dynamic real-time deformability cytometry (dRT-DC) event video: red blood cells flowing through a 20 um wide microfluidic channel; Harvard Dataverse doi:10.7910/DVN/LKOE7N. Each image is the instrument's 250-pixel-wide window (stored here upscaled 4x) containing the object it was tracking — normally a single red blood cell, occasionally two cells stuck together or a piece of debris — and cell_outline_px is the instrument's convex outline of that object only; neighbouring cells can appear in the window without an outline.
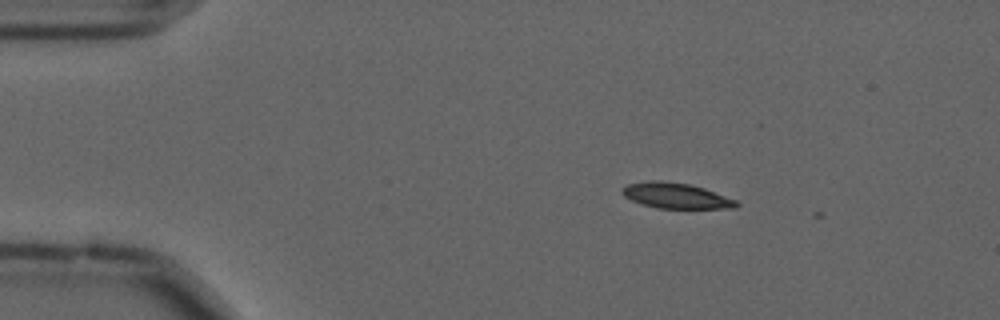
{"species": "common noctule bat (a hibernating species)", "species_latin": "Nyctalus noctula", "temperature_condition": "cold", "stored_images_in_passage": 2, "camera_frame_rate_fps": 3000, "um_per_image_px": 0.085, "animal": {"sex": "male", "forearm_length_mm": 52.5}, "frame": {"image": 1, "passage_image": 1, "time_ms": 0.0, "image_size_px": [1000, 320], "cell_outline_px": [[740, 204], [736, 208], [656, 208], [640, 204], [624, 196], [620, 192], [620, 188], [628, 184], [648, 180], [660, 180], [688, 184], [704, 188], [736, 200]], "centroid_in_image_um": [57.41, 16.63], "position_along_channel_um": 27.6, "area_um2": 17.05}}